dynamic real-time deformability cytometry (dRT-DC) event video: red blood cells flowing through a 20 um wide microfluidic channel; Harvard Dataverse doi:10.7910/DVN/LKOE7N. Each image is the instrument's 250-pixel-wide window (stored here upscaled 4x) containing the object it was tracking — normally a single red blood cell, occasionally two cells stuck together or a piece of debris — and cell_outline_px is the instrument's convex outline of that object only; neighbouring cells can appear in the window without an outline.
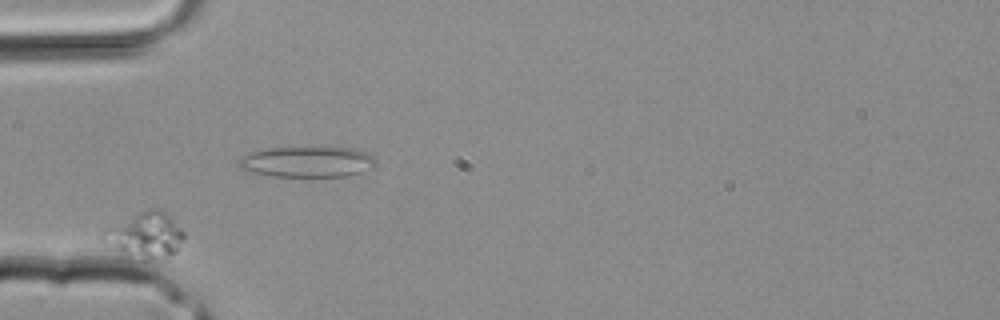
{"species": "common noctule bat (a hibernating species)", "species_latin": "Nyctalus noctula", "temperature_condition": "room temperature", "stored_images_in_passage": 2, "camera_frame_rate_fps": 3000, "um_per_image_px": 0.085, "animal": {"sex": "male", "body_mass_g": 20.4}, "frame": {"image": 1, "passage_image": 2, "time_ms": 0.333, "image_size_px": [1000, 320], "cell_outline_px": [[184, 240], [176, 252], [152, 260], [144, 260], [124, 256], [104, 244], [100, 240], [100, 236], [104, 232], [148, 208], [160, 208], [184, 232]], "centroid_in_image_um": [12.34, 20.05], "position_along_channel_um": 72.7, "area_um2": 21.15}}